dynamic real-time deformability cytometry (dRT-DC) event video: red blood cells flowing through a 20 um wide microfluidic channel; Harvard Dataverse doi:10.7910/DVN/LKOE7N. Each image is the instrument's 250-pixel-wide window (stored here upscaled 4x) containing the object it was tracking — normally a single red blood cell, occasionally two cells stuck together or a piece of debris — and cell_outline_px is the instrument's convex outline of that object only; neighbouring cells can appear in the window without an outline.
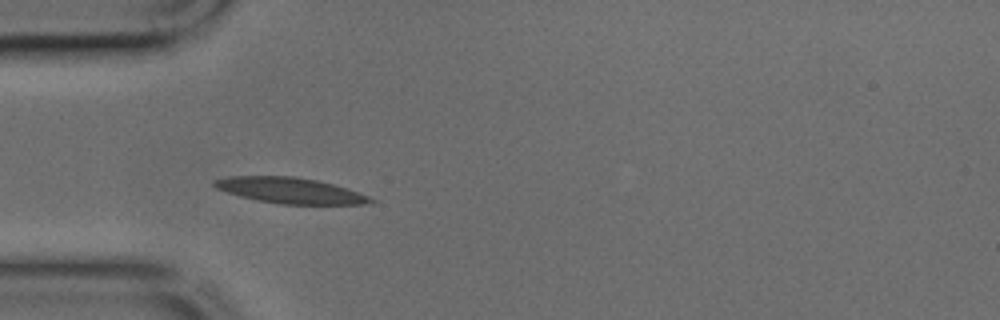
{"species": "common noctule bat (a hibernating species)", "species_latin": "Nyctalus noctula", "temperature_condition": "cold", "stored_images_in_passage": 23, "camera_frame_rate_fps": 3000, "um_per_image_px": 0.085, "animal": {"sex": "male", "body_mass_g": 17.9, "forearm_length_mm": 54.2}, "frame": {"image": 1, "passage_image": 1, "time_ms": 0.0, "image_size_px": [1000, 320], "cell_outline_px": [[376, 200], [364, 204], [276, 204], [256, 200], [240, 196], [216, 188], [212, 184], [212, 180], [228, 176], [292, 176], [316, 180], [348, 188], [368, 196]], "centroid_in_image_um": [24.62, 16.19], "position_along_channel_um": 60.4, "area_um2": 23.41}}